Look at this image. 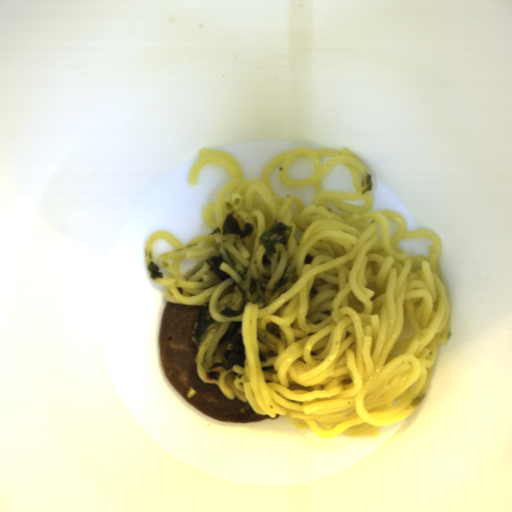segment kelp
Segmentation results:
<instances>
[{
  "mask_svg": "<svg viewBox=\"0 0 512 512\" xmlns=\"http://www.w3.org/2000/svg\"><path fill=\"white\" fill-rule=\"evenodd\" d=\"M215 321L216 320L213 319L210 314L209 304L195 314L190 338L197 348L199 346L201 336L209 326L214 325Z\"/></svg>",
  "mask_w": 512,
  "mask_h": 512,
  "instance_id": "604fcf36",
  "label": "kelp"
},
{
  "mask_svg": "<svg viewBox=\"0 0 512 512\" xmlns=\"http://www.w3.org/2000/svg\"><path fill=\"white\" fill-rule=\"evenodd\" d=\"M366 183H367L368 186H366L365 188L362 189L361 195L366 194L367 191L373 190V187H374V176H373V174L368 173L366 175Z\"/></svg>",
  "mask_w": 512,
  "mask_h": 512,
  "instance_id": "59a32d9e",
  "label": "kelp"
},
{
  "mask_svg": "<svg viewBox=\"0 0 512 512\" xmlns=\"http://www.w3.org/2000/svg\"><path fill=\"white\" fill-rule=\"evenodd\" d=\"M241 326L242 322L231 323L218 344L221 347L229 339L231 349L225 350L222 355L225 359L222 362H215L211 367H207V370L223 366L225 371H229L233 369L234 365H240L244 369L246 365V346L243 334L237 333Z\"/></svg>",
  "mask_w": 512,
  "mask_h": 512,
  "instance_id": "99668d17",
  "label": "kelp"
},
{
  "mask_svg": "<svg viewBox=\"0 0 512 512\" xmlns=\"http://www.w3.org/2000/svg\"><path fill=\"white\" fill-rule=\"evenodd\" d=\"M293 228L294 226L276 220L269 228L261 232L258 238L263 245L265 256L272 258L278 254L277 244H281L285 251L289 252V241Z\"/></svg>",
  "mask_w": 512,
  "mask_h": 512,
  "instance_id": "cf089659",
  "label": "kelp"
},
{
  "mask_svg": "<svg viewBox=\"0 0 512 512\" xmlns=\"http://www.w3.org/2000/svg\"><path fill=\"white\" fill-rule=\"evenodd\" d=\"M223 256H224L223 252H219L218 257L212 256V257L205 259L206 263L211 267L210 270L213 271V273L215 274V276L218 278V280L220 282H223L227 278H231L229 273L220 270L221 263L227 264V262H228V261L223 260Z\"/></svg>",
  "mask_w": 512,
  "mask_h": 512,
  "instance_id": "69b00fe1",
  "label": "kelp"
},
{
  "mask_svg": "<svg viewBox=\"0 0 512 512\" xmlns=\"http://www.w3.org/2000/svg\"><path fill=\"white\" fill-rule=\"evenodd\" d=\"M235 286L238 287L239 291L241 292V300L239 301V309L238 310H233L232 306H230L229 304H224V310H221L219 312V314L223 315V316H226V317H236L240 314L243 313L244 311V308L246 306V304L249 301L248 299V295H247V291L246 289L244 288L243 286V280L239 283H237L235 280L232 282Z\"/></svg>",
  "mask_w": 512,
  "mask_h": 512,
  "instance_id": "d102d525",
  "label": "kelp"
},
{
  "mask_svg": "<svg viewBox=\"0 0 512 512\" xmlns=\"http://www.w3.org/2000/svg\"><path fill=\"white\" fill-rule=\"evenodd\" d=\"M222 235H240V238L245 239L247 236H251L255 230L253 223L249 222L243 224L241 229L240 223L237 217L234 216L233 212H228L221 225Z\"/></svg>",
  "mask_w": 512,
  "mask_h": 512,
  "instance_id": "861f05c9",
  "label": "kelp"
},
{
  "mask_svg": "<svg viewBox=\"0 0 512 512\" xmlns=\"http://www.w3.org/2000/svg\"><path fill=\"white\" fill-rule=\"evenodd\" d=\"M147 271H149L150 276L149 279L155 280V279H164V274L160 270V266L156 264L155 261L149 262V265H146Z\"/></svg>",
  "mask_w": 512,
  "mask_h": 512,
  "instance_id": "6d42b08b",
  "label": "kelp"
},
{
  "mask_svg": "<svg viewBox=\"0 0 512 512\" xmlns=\"http://www.w3.org/2000/svg\"><path fill=\"white\" fill-rule=\"evenodd\" d=\"M214 234H221V230H220L219 226H215L214 229L212 230V232L208 233V236L214 235Z\"/></svg>",
  "mask_w": 512,
  "mask_h": 512,
  "instance_id": "21ea7ff6",
  "label": "kelp"
}]
</instances>
